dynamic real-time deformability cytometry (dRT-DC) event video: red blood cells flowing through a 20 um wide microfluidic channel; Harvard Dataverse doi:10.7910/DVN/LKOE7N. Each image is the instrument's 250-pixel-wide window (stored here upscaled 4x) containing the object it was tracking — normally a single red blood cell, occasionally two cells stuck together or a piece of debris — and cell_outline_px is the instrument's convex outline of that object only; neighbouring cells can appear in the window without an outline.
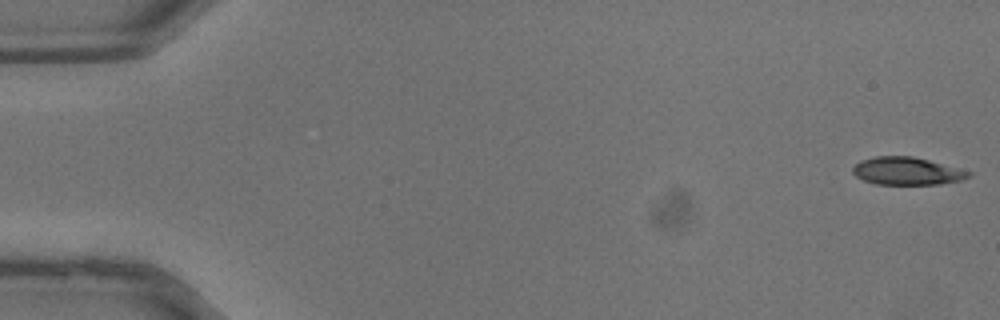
{"species": "common noctule bat (a hibernating species)", "species_latin": "Nyctalus noctula", "temperature_condition": "warm", "stored_images_in_passage": 38, "camera_frame_rate_fps": 3000, "um_per_image_px": 0.085, "animal": {"sex": "male", "body_mass_g": 13.3}, "frame": {"image": 1, "passage_image": 1, "time_ms": 0.0, "image_size_px": [1000, 320], "cell_outline_px": [[972, 176], [960, 180], [940, 184], [876, 184], [864, 180], [856, 176], [852, 172], [852, 168], [860, 160], [876, 156], [912, 156], [928, 160], [972, 172]], "centroid_in_image_um": [77.07, 14.54], "position_along_channel_um": 7.9, "area_um2": 18.55}}
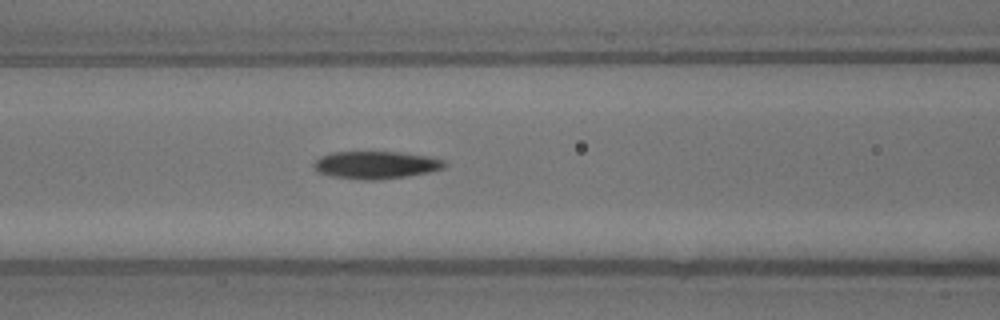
{"frame": {"image": 2, "passage_image": 16, "time_ms": 5.0, "image_size_px": [1000, 320], "cell_outline_px": [[448, 164], [444, 168], [428, 172], [408, 176], [372, 180], [364, 180], [332, 176], [316, 172], [312, 164], [320, 156], [332, 152], [400, 152], [432, 156], [444, 160]], "centroid_in_image_um": [31.96, 14.01], "position_along_channel_um": 134.6, "area_um2": 21.15}}
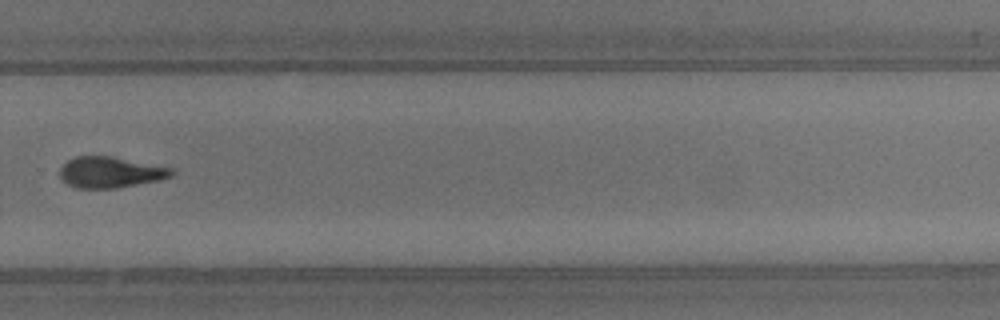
{"frame": {"image": 3, "passage_image": 26, "time_ms": 8.333, "image_size_px": [1000, 320], "cell_outline_px": [[176, 172], [172, 176], [160, 180], [116, 188], [76, 188], [68, 184], [60, 176], [60, 168], [68, 160], [76, 156], [112, 156], [176, 168]], "centroid_in_image_um": [9.45, 14.63], "position_along_channel_um": 320.4, "area_um2": 20.35}}